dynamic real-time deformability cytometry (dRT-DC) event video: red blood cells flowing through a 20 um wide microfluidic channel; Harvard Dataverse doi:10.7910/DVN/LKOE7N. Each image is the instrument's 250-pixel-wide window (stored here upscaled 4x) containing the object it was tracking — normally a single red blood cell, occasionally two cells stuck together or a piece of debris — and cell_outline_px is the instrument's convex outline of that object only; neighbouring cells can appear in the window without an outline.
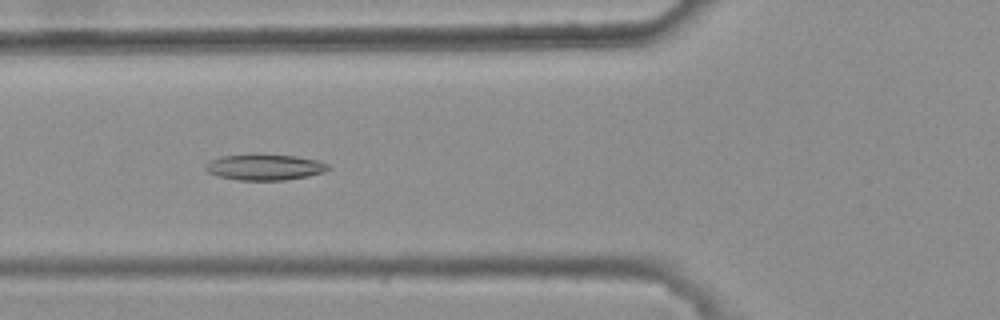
{"species": "common noctule bat (a hibernating species)", "species_latin": "Nyctalus noctula", "temperature_condition": "warm", "stored_images_in_passage": 33, "camera_frame_rate_fps": 3000, "um_per_image_px": 0.085, "animal": {"sex": "female", "body_mass_g": 25.1}, "frame": {"image": 1, "passage_image": 6, "time_ms": 1.667, "image_size_px": [1000, 320], "cell_outline_px": [[332, 168], [324, 172], [308, 176], [284, 180], [236, 180], [220, 176], [208, 172], [204, 168], [204, 164], [220, 156], [252, 152], [260, 152], [296, 156], [316, 160], [328, 164]], "centroid_in_image_um": [22.48, 14.17], "position_along_channel_um": 103.3, "area_um2": 19.19}}
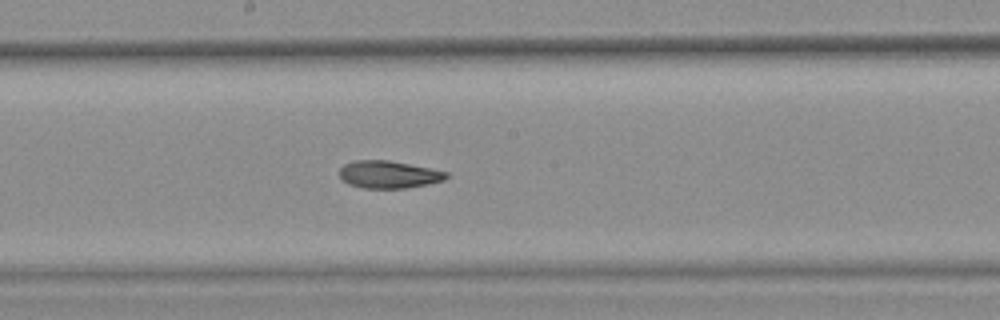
{"frame": {"image": 2, "passage_image": 15, "time_ms": 4.667, "image_size_px": [1000, 320], "cell_outline_px": [[448, 176], [444, 180], [428, 184], [404, 188], [364, 188], [348, 184], [340, 176], [340, 168], [344, 164], [356, 160], [388, 160], [432, 168], [448, 172]], "centroid_in_image_um": [33.05, 14.82], "position_along_channel_um": 215.1, "area_um2": 17.05}}
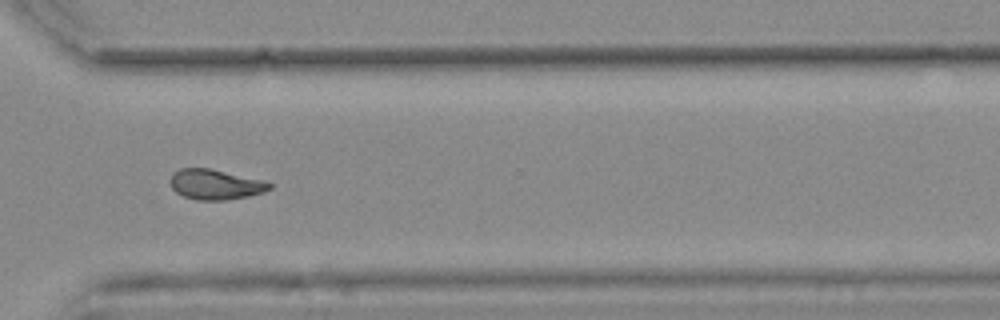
{"frame": {"image": 3, "passage_image": 26, "time_ms": 8.333, "image_size_px": [1000, 320], "cell_outline_px": [[272, 188], [264, 192], [248, 196], [228, 200], [196, 200], [184, 196], [176, 192], [172, 188], [168, 180], [172, 172], [180, 168], [208, 168], [264, 180], [272, 184]], "centroid_in_image_um": [18.28, 15.68], "position_along_channel_um": 352.3, "area_um2": 17.63}, "authors_computed_cell_mechanics": {"area_um2": 17.5134, "velocity_mm_per_s": 3.7375, "shape_relaxation_time_tau1_ms": null, "shape_relaxation_time_tau2_ms": 5.6873, "deformation_change_tau1": null, "deformation_change_tau2": 0.1175}}